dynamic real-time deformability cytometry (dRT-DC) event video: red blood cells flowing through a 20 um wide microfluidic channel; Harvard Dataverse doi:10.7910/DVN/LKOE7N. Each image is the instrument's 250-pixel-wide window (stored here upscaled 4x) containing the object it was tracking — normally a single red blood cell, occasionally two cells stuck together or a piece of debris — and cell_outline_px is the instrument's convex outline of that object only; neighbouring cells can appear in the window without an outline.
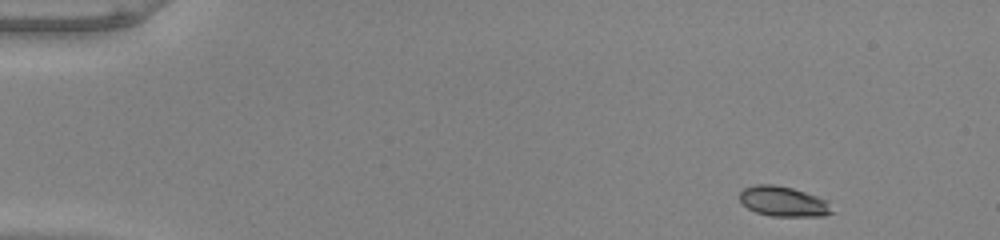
{"species": "common noctule bat (a hibernating species)", "species_latin": "Nyctalus noctula", "temperature_condition": "warm", "stored_images_in_passage": 47, "camera_frame_rate_fps": 3000, "um_per_image_px": 0.085, "animal": {"sex": "male", "body_mass_g": 20.0, "forearm_length_mm": 53.3}, "frame": {"image": 1, "passage_image": 1, "time_ms": 0.0, "image_size_px": [1000, 240], "cell_outline_px": [[836, 212], [824, 216], [772, 216], [756, 212], [748, 208], [740, 200], [740, 192], [744, 188], [756, 184], [772, 184], [792, 188], [828, 200]], "centroid_in_image_um": [66.64, 17.13], "position_along_channel_um": 18.4, "area_um2": 16.24}}
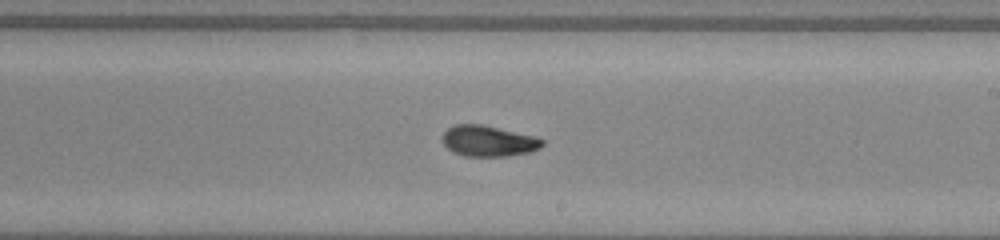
{"frame": {"image": 2, "passage_image": 27, "time_ms": 8.667, "image_size_px": [1000, 240], "cell_outline_px": [[544, 144], [540, 148], [528, 152], [508, 156], [464, 156], [452, 152], [440, 140], [444, 132], [448, 128], [456, 124], [480, 124], [532, 136], [544, 140]], "centroid_in_image_um": [41.46, 11.99], "position_along_channel_um": 247.5, "area_um2": 17.8}}
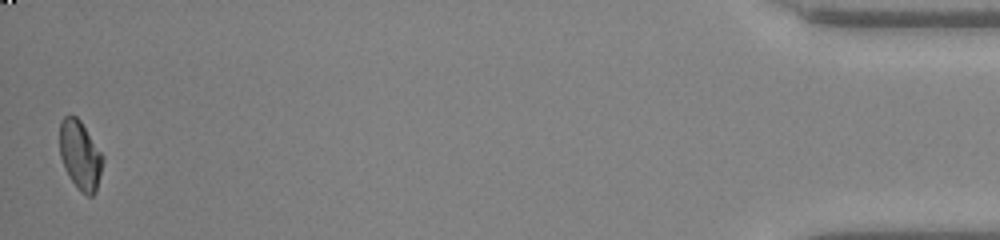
{"frame": {"image": 3, "passage_image": 47, "time_ms": 15.333, "image_size_px": [1000, 240], "cell_outline_px": [[104, 160], [96, 192], [92, 196], [88, 196], [80, 192], [76, 188], [68, 176], [64, 168], [60, 156], [60, 120], [68, 112], [76, 116], [80, 120], [104, 156]], "centroid_in_image_um": [6.81, 13.19], "position_along_channel_um": 428.4, "area_um2": 17.69}, "authors_computed_cell_mechanics": {"area_um2": 17.8024, "velocity_mm_per_s": 4.0158, "shape_relaxation_time_tau1_ms": 4.2258, "shape_relaxation_time_tau2_ms": null, "deformation_change_tau1": 0.178, "deformation_change_tau2": null}}